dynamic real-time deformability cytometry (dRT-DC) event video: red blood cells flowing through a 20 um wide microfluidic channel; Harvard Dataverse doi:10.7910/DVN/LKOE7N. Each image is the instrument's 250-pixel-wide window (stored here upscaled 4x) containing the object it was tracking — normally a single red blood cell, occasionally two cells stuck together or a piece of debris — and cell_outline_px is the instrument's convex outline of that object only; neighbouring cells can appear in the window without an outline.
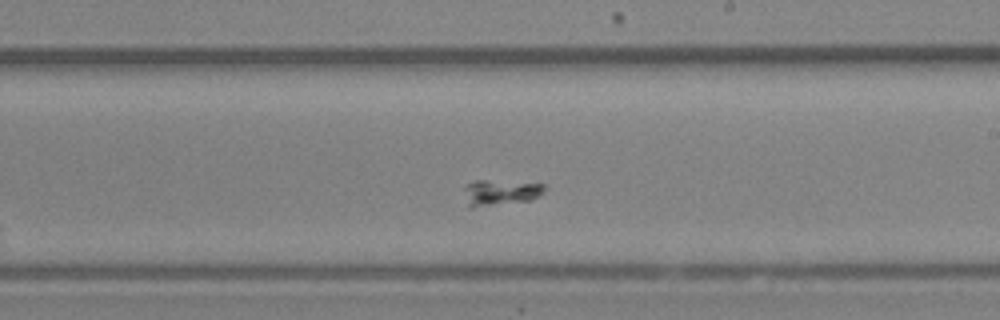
{"species": "Egyptian fruit bat (a non-hibernating species)", "species_latin": "Rousettus aegyptiacus", "temperature_condition": "room temperature", "stored_images_in_passage": 34, "camera_frame_rate_fps": 3000, "um_per_image_px": 0.085, "animal": {"sex": "female"}, "frame": {"image": 1, "passage_image": 18, "time_ms": 5.667, "image_size_px": [1000, 320], "cell_outline_px": [[544, 192], [532, 200], [472, 208], [468, 208], [464, 188], [468, 184], [476, 180], [484, 180], [544, 184]], "centroid_in_image_um": [42.52, 16.38], "position_along_channel_um": 246.5, "area_um2": 11.96}}
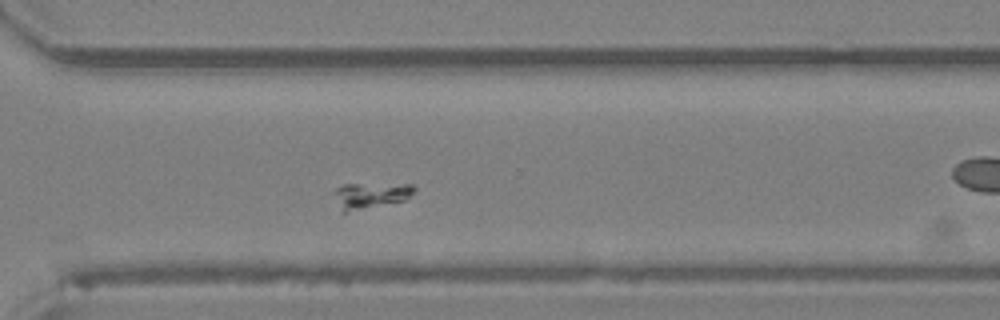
{"frame": {"image": 2, "passage_image": 23, "time_ms": 7.333, "image_size_px": [1000, 320], "cell_outline_px": [[416, 188], [404, 200], [344, 212], [340, 212], [332, 192], [336, 188], [344, 184], [412, 184]], "centroid_in_image_um": [31.42, 16.59], "position_along_channel_um": 339.2, "area_um2": 11.91}}
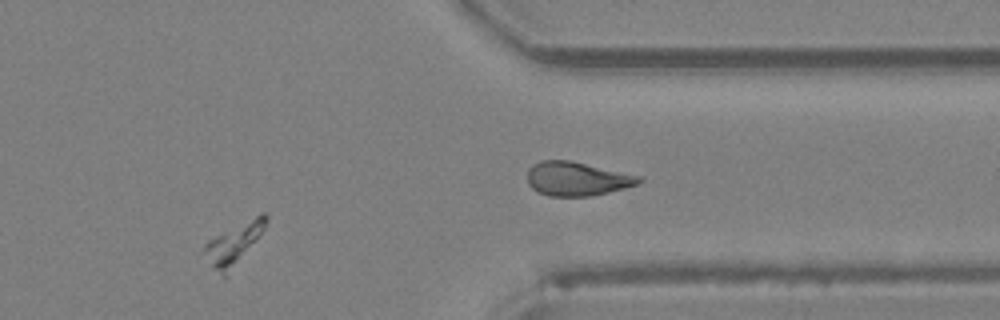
{"frame": {"image": 3, "passage_image": 27, "time_ms": 8.667, "image_size_px": [1000, 320], "cell_outline_px": [[268, 220], [264, 228], [224, 280], [200, 252], [204, 244], [208, 240], [260, 212], [264, 212], [268, 216]], "centroid_in_image_um": [19.82, 20.74], "position_along_channel_um": 391.6, "area_um2": 14.62}}